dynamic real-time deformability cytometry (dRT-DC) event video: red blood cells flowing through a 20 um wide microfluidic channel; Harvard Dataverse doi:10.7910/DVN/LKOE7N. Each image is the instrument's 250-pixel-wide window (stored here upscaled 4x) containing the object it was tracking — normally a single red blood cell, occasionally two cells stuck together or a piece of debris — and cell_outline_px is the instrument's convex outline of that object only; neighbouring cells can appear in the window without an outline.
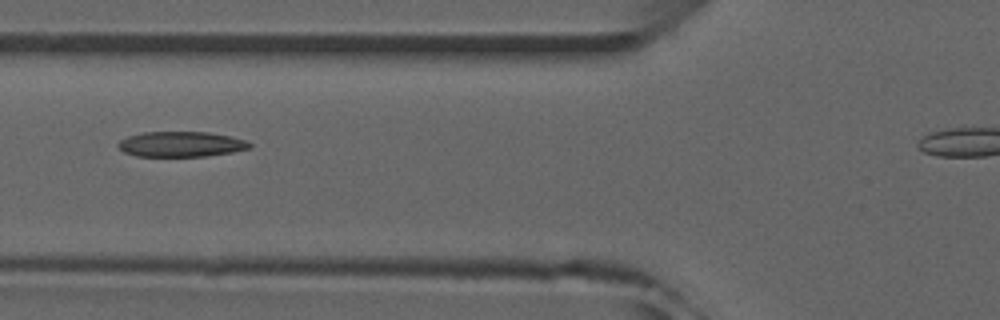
{"species": "common noctule bat (a hibernating species)", "species_latin": "Nyctalus noctula", "temperature_condition": "room temperature", "stored_images_in_passage": 4, "segment_of_instrument_passage": [1, 2], "camera_frame_rate_fps": 3000, "um_per_image_px": 0.085, "animal": {"sex": "male", "forearm_length_mm": 52.5}, "frame": {"image": 1, "passage_image": 3, "time_ms": 3.333, "image_size_px": [1000, 320], "cell_outline_px": [[252, 144], [248, 148], [232, 152], [204, 156], [136, 156], [124, 152], [116, 144], [120, 140], [128, 136], [144, 132], [208, 132], [228, 136], [244, 140]], "centroid_in_image_um": [15.34, 12.25], "position_along_channel_um": 110.5, "area_um2": 19.13}}